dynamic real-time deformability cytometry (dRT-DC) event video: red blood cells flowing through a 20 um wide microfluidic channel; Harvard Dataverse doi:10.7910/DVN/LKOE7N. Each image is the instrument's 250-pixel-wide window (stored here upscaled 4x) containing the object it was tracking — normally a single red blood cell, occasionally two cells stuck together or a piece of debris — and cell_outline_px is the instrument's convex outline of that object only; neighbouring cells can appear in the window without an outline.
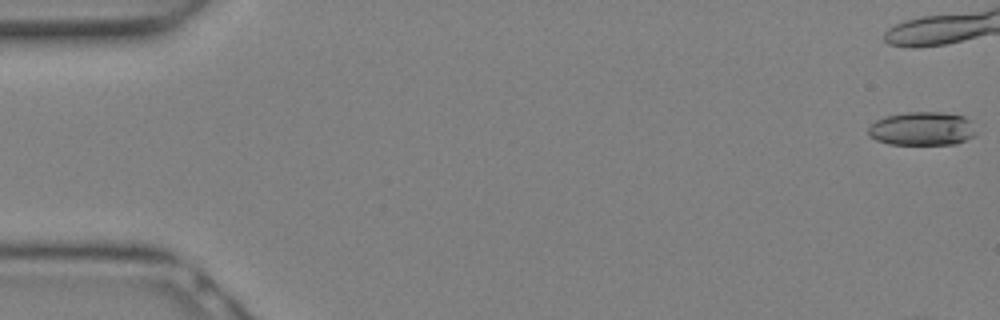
{"species": "Egyptian fruit bat (a non-hibernating species)", "species_latin": "Rousettus aegyptiacus", "temperature_condition": "warm", "stored_images_in_passage": 7, "camera_frame_rate_fps": 3000, "um_per_image_px": 0.085, "animal": {"sex": "female"}, "frame": {"image": 1, "passage_image": 1, "time_ms": 0.0, "image_size_px": [1000, 320], "cell_outline_px": [[976, 132], [972, 136], [956, 144], [888, 144], [876, 140], [868, 136], [868, 128], [876, 120], [884, 116], [908, 112], [940, 112], [964, 116], [972, 120]], "centroid_in_image_um": [78.37, 10.93], "position_along_channel_um": 6.6, "area_um2": 21.21}}